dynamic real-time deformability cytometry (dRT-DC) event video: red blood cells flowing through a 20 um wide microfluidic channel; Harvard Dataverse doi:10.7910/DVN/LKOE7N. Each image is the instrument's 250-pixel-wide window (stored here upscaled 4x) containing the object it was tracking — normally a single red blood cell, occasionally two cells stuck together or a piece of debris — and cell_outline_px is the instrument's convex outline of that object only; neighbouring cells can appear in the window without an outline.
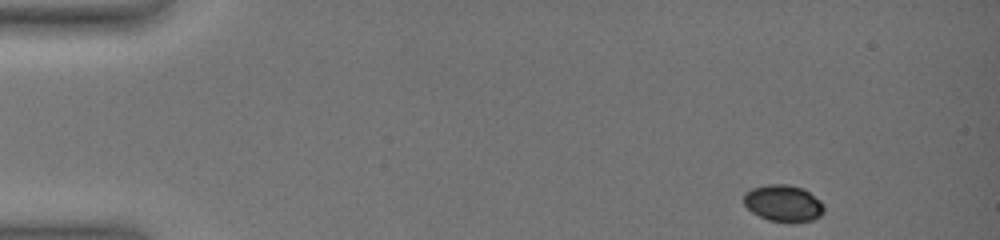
{"species": "common noctule bat (a hibernating species)", "species_latin": "Nyctalus noctula", "temperature_condition": "warm", "stored_images_in_passage": 36, "camera_frame_rate_fps": 3000, "um_per_image_px": 0.085, "animal": {"sex": "female", "body_mass_g": 19.0, "forearm_length_mm": 51.5}, "frame": {"image": 1, "passage_image": 1, "time_ms": 0.0, "image_size_px": [1000, 240], "cell_outline_px": [[824, 212], [820, 216], [812, 220], [792, 224], [768, 220], [752, 212], [744, 204], [744, 192], [752, 188], [768, 184], [788, 184], [804, 188], [820, 200], [824, 208]], "centroid_in_image_um": [66.59, 17.29], "position_along_channel_um": 18.4, "area_um2": 17.46}}
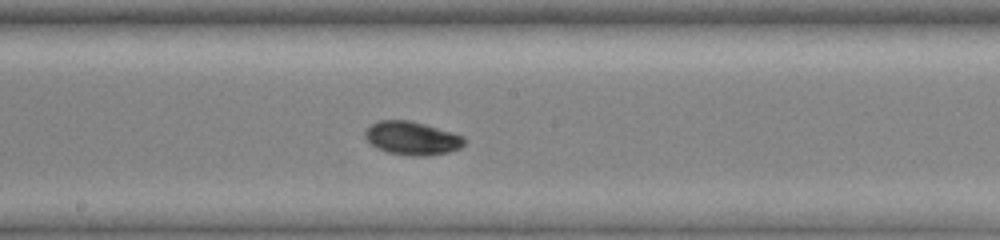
{"frame": {"image": 2, "passage_image": 23, "time_ms": 8.667, "image_size_px": [1000, 240], "cell_outline_px": [[464, 144], [460, 148], [448, 152], [428, 156], [412, 156], [388, 152], [376, 148], [364, 136], [364, 132], [372, 124], [380, 120], [408, 120], [424, 124], [464, 136]], "centroid_in_image_um": [35.02, 11.75], "position_along_channel_um": 213.2, "area_um2": 19.13}}
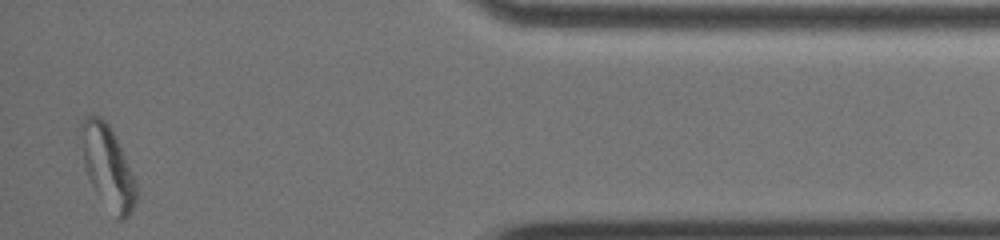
{"frame": {"image": 3, "passage_image": 36, "time_ms": 15.667, "image_size_px": [1000, 240], "cell_outline_px": [[136, 200], [128, 216], [124, 220], [116, 220], [92, 188], [88, 180], [84, 168], [80, 128], [80, 124], [84, 116], [100, 116], [108, 124], [124, 156], [136, 184]], "centroid_in_image_um": [9.11, 14.23], "position_along_channel_um": 426.1, "area_um2": 26.3}, "authors_computed_cell_mechanics": {"area_um2": 18.9295, "velocity_mm_per_s": 3.5862, "shape_relaxation_time_tau1_ms": 2.1592, "shape_relaxation_time_tau2_ms": null, "deformation_change_tau1": 0.079, "deformation_change_tau2": null}}